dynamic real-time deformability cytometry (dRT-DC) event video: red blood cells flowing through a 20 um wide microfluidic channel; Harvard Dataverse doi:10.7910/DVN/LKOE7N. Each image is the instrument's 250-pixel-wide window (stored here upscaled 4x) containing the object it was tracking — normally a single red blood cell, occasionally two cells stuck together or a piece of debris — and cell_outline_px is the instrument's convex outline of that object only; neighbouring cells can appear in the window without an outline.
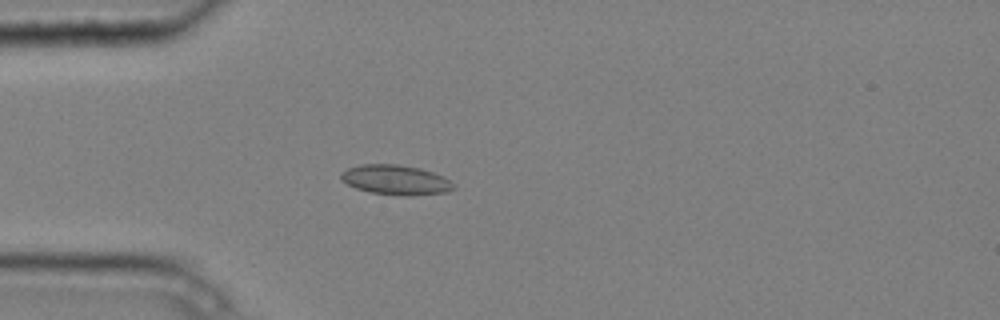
{"species": "common noctule bat (a hibernating species)", "species_latin": "Nyctalus noctula", "temperature_condition": "cold", "stored_images_in_passage": 5, "camera_frame_rate_fps": 3000, "um_per_image_px": 0.085, "animal": {"sex": "male", "body_mass_g": 20.4}, "frame": {"image": 1, "passage_image": 4, "time_ms": 1.0, "image_size_px": [1000, 320], "cell_outline_px": [[456, 188], [448, 192], [412, 196], [404, 196], [368, 192], [356, 188], [340, 180], [340, 172], [348, 168], [360, 164], [396, 164], [420, 168], [444, 176], [456, 184]], "centroid_in_image_um": [33.66, 15.3], "position_along_channel_um": 51.3, "area_um2": 19.88}}